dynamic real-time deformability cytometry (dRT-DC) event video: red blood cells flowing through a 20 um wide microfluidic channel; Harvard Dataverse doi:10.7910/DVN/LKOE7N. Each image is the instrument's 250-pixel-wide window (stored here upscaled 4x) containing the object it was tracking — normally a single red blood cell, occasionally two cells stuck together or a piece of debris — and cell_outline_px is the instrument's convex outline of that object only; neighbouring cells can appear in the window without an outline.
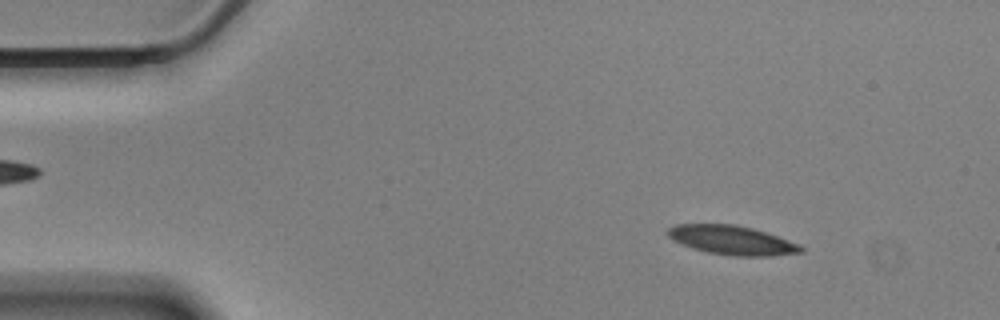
{"species": "Egyptian fruit bat (a non-hibernating species)", "species_latin": "Rousettus aegyptiacus", "temperature_condition": "cold", "stored_images_in_passage": 57, "camera_frame_rate_fps": 3000, "um_per_image_px": 0.085, "animal": {"sex": "male"}, "frame": {"image": 1, "passage_image": 7, "time_ms": 2.0, "image_size_px": [1000, 320], "cell_outline_px": [[804, 252], [772, 256], [732, 256], [708, 252], [692, 248], [672, 240], [664, 232], [668, 228], [676, 224], [736, 224], [752, 228], [800, 244], [804, 248]], "centroid_in_image_um": [62.19, 20.41], "position_along_channel_um": 22.8, "area_um2": 22.66}}
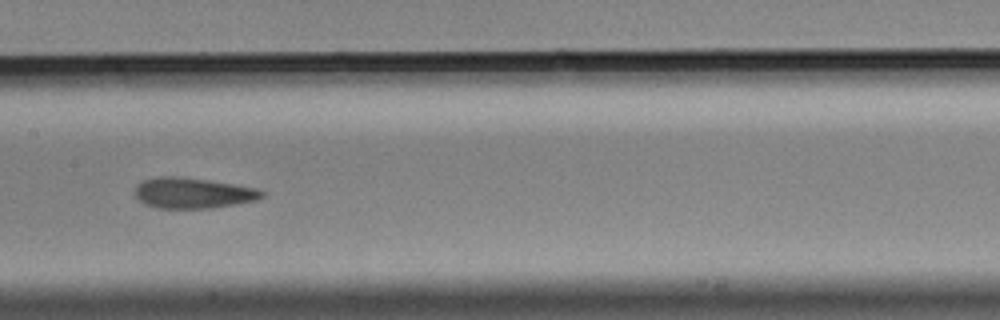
{"frame": {"image": 2, "passage_image": 28, "time_ms": 9.0, "image_size_px": [1000, 320], "cell_outline_px": [[264, 196], [256, 200], [236, 204], [212, 208], [156, 208], [144, 204], [136, 196], [136, 184], [144, 180], [156, 176], [176, 176], [208, 180], [256, 188], [264, 192]], "centroid_in_image_um": [16.38, 16.41], "position_along_channel_um": 191.0, "area_um2": 22.6}}
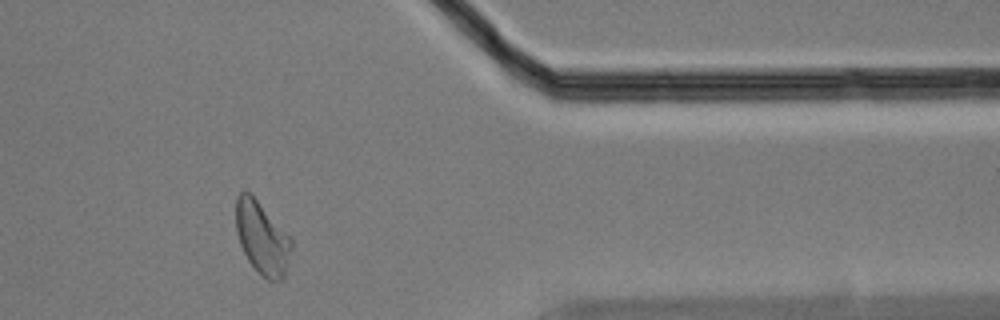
{"frame": {"image": 3, "passage_image": 47, "time_ms": 15.333, "image_size_px": [1000, 320], "cell_outline_px": [[292, 248], [284, 276], [280, 280], [268, 280], [248, 260], [240, 244], [236, 232], [236, 196], [244, 188], [292, 236]], "centroid_in_image_um": [22.28, 20.19], "position_along_channel_um": 389.1, "area_um2": 23.29}, "authors_computed_cell_mechanics": {"area_um2": 22.831, "velocity_mm_per_s": 3.4409, "shape_relaxation_time_tau1_ms": 7.548, "shape_relaxation_time_tau2_ms": 2.6876, "deformation_change_tau1": 0.1584, "deformation_change_tau2": 0.0891}}